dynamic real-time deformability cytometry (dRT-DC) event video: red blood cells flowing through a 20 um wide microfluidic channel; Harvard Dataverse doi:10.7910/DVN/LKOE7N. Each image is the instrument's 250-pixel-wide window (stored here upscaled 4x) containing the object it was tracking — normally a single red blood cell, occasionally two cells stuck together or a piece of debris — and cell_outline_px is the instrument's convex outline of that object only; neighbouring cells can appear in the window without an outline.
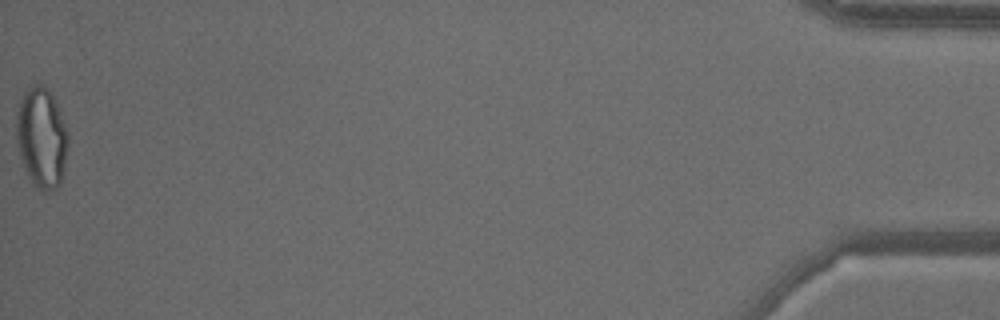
{"species": "common noctule bat (a hibernating species)", "species_latin": "Nyctalus noctula", "temperature_condition": "warm", "stored_images_in_passage": 41, "camera_frame_rate_fps": 3000, "um_per_image_px": 0.085, "animal": {"sex": "male", "body_mass_g": 18.8}, "frame": {"image": 1, "passage_image": 41, "time_ms": 13.333, "image_size_px": [1000, 320], "cell_outline_px": [[68, 140], [64, 168], [60, 184], [56, 188], [44, 192], [40, 192], [32, 184], [24, 168], [20, 156], [16, 140], [16, 112], [20, 96], [32, 84], [44, 84], [48, 88], [60, 112], [68, 132]], "centroid_in_image_um": [3.51, 11.7], "position_along_channel_um": 431.7, "area_um2": 30.63}, "authors_computed_cell_mechanics": {"area_um2": 22.0796, "velocity_mm_per_s": 3.6643, "shape_relaxation_time_tau1_ms": null, "shape_relaxation_time_tau2_ms": 1.0906, "deformation_change_tau1": null, "deformation_change_tau2": 0.0733}}